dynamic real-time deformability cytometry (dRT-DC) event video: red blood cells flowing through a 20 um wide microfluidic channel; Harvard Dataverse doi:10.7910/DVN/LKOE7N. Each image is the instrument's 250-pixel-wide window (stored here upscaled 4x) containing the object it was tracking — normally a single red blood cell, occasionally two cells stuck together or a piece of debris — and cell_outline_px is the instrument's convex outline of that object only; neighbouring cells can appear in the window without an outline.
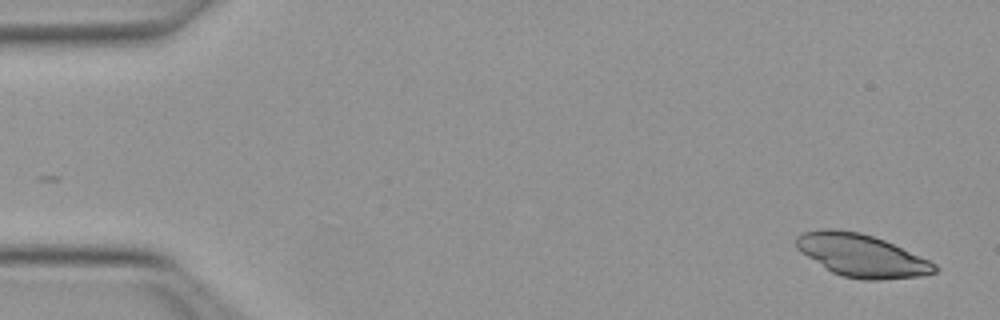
{"species": "Egyptian fruit bat (a non-hibernating species)", "species_latin": "Rousettus aegyptiacus", "temperature_condition": "warm", "stored_images_in_passage": 26, "camera_frame_rate_fps": 3000, "um_per_image_px": 0.085, "animal": {"sex": "female"}, "frame": {"image": 1, "passage_image": 1, "time_ms": 0.0, "image_size_px": [1000, 320], "cell_outline_px": [[940, 268], [936, 272], [920, 276], [880, 280], [864, 280], [844, 276], [832, 272], [800, 252], [796, 248], [796, 236], [804, 232], [820, 228], [832, 228], [860, 232], [884, 240], [928, 260], [936, 264]], "centroid_in_image_um": [73.21, 21.71], "position_along_channel_um": 11.8, "area_um2": 34.28}}